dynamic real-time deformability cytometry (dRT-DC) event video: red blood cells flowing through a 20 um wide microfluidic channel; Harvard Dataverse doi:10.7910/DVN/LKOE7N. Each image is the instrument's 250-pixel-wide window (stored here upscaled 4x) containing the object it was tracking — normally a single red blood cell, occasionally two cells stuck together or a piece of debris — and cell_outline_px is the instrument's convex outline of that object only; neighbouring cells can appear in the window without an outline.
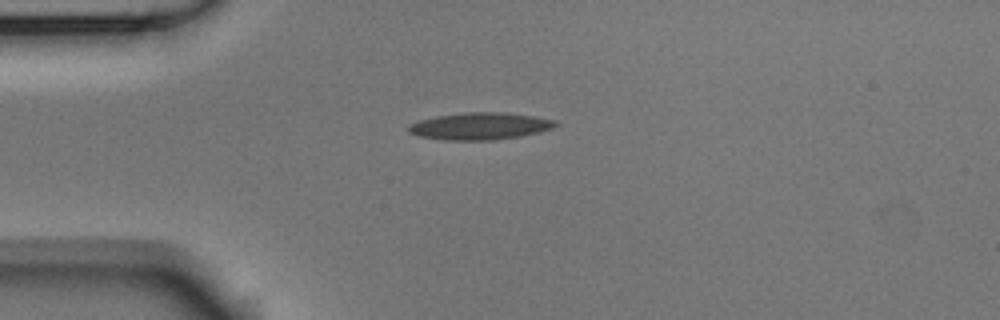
{"species": "Egyptian fruit bat (a non-hibernating species)", "species_latin": "Rousettus aegyptiacus", "temperature_condition": "room temperature", "stored_images_in_passage": 5, "camera_frame_rate_fps": 3000, "um_per_image_px": 0.085, "animal": {"sex": "male"}, "frame": {"image": 1, "passage_image": 2, "time_ms": 0.333, "image_size_px": [1000, 320], "cell_outline_px": [[560, 124], [552, 128], [540, 132], [520, 136], [492, 140], [444, 140], [416, 136], [408, 132], [408, 128], [412, 124], [420, 120], [436, 116], [464, 112], [504, 112], [532, 116], [556, 120]], "centroid_in_image_um": [40.8, 10.72], "position_along_channel_um": 44.2, "area_um2": 23.24}}
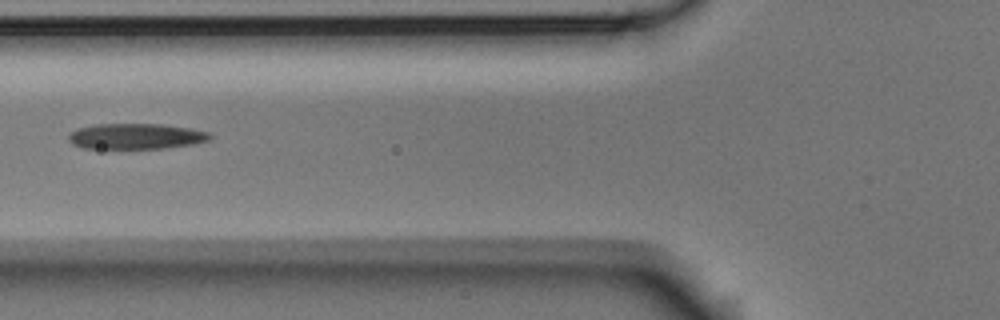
{"frame": {"image": 2, "passage_image": 4, "time_ms": 1.0, "image_size_px": [1000, 320], "cell_outline_px": [[212, 136], [208, 140], [196, 144], [164, 148], [80, 148], [72, 144], [68, 140], [68, 136], [76, 128], [96, 124], [160, 124], [188, 128], [208, 132]], "centroid_in_image_um": [11.53, 11.59], "position_along_channel_um": 114.3, "area_um2": 21.1}}
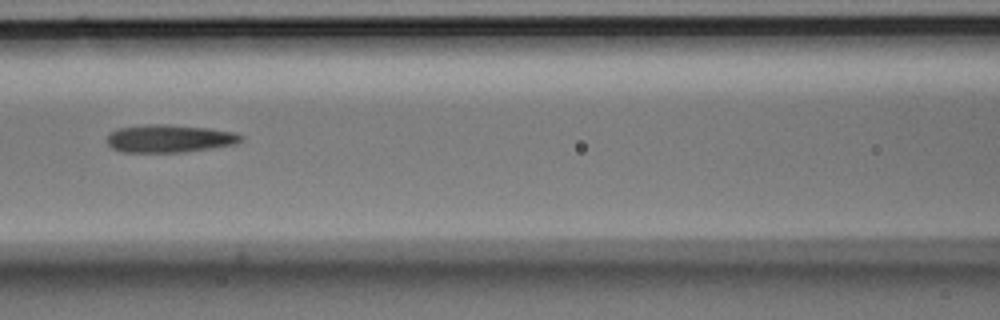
{"frame": {"image": 3, "passage_image": 5, "time_ms": 1.333, "image_size_px": [1000, 320], "cell_outline_px": [[244, 140], [236, 144], [184, 152], [120, 152], [112, 148], [108, 144], [108, 132], [120, 128], [148, 124], [164, 124], [208, 128], [236, 132], [244, 136]], "centroid_in_image_um": [14.43, 11.78], "position_along_channel_um": 152.2, "area_um2": 21.79}}